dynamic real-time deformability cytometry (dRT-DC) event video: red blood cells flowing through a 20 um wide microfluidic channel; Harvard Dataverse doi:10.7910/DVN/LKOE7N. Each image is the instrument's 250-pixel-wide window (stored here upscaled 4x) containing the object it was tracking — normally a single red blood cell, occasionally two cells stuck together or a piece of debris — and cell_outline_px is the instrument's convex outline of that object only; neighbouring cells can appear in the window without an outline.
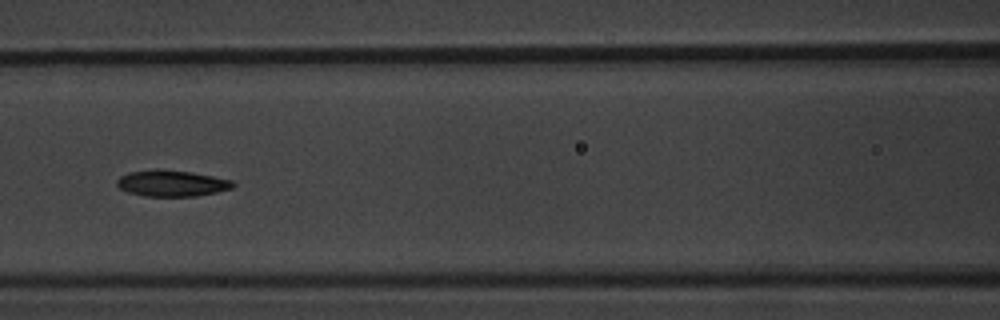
{"species": "common noctule bat (a hibernating species)", "species_latin": "Nyctalus noctula", "temperature_condition": "warm", "stored_images_in_passage": 5, "camera_frame_rate_fps": 3000, "um_per_image_px": 0.085, "animal": {"sex": "male", "body_mass_g": 20.1, "forearm_length_mm": 53.5}, "frame": {"image": 1, "passage_image": 4, "time_ms": 3.667, "image_size_px": [1000, 320], "cell_outline_px": [[236, 184], [232, 188], [216, 192], [196, 196], [144, 196], [128, 192], [120, 188], [116, 184], [116, 180], [120, 176], [128, 172], [156, 168], [160, 168], [192, 172], [232, 180]], "centroid_in_image_um": [14.57, 15.56], "position_along_channel_um": 152.0, "area_um2": 17.92}}
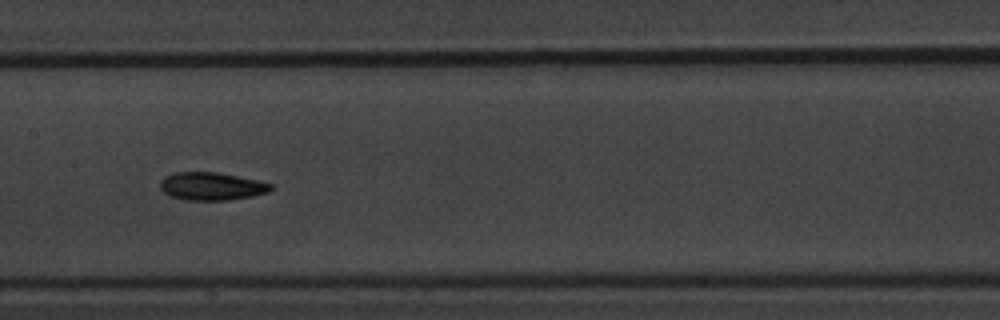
{"frame": {"image": 2, "passage_image": 5, "time_ms": 4.667, "image_size_px": [1000, 320], "cell_outline_px": [[272, 188], [268, 192], [252, 196], [228, 200], [184, 200], [168, 196], [160, 188], [160, 180], [164, 176], [176, 172], [216, 172], [256, 180], [272, 184]], "centroid_in_image_um": [17.93, 15.84], "position_along_channel_um": 189.5, "area_um2": 17.98}}